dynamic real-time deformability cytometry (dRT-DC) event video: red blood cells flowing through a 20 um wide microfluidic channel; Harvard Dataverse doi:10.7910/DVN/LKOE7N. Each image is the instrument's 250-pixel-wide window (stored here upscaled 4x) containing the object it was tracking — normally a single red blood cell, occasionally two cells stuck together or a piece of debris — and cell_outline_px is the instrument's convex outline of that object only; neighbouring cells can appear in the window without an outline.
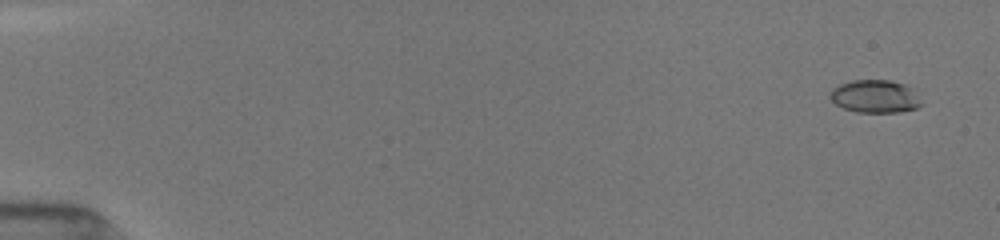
{"species": "common noctule bat (a hibernating species)", "species_latin": "Nyctalus noctula", "temperature_condition": "room temperature", "stored_images_in_passage": 24, "camera_frame_rate_fps": 3000, "um_per_image_px": 0.085, "animal": {"sex": "female", "body_mass_g": 19.5, "forearm_length_mm": 54.1}, "frame": {"image": 1, "passage_image": 2, "time_ms": 0.667, "image_size_px": [1000, 240], "cell_outline_px": [[924, 104], [916, 108], [900, 112], [856, 112], [844, 108], [836, 104], [828, 96], [828, 92], [832, 88], [840, 84], [852, 80], [888, 80], [904, 84], [912, 88]], "centroid_in_image_um": [74.37, 8.19], "position_along_channel_um": 10.6, "area_um2": 17.63}}
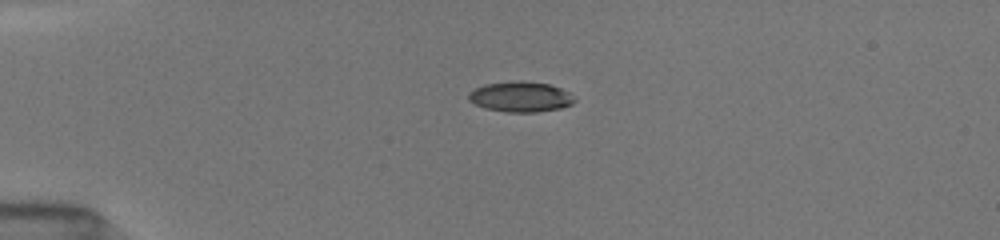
{"frame": {"image": 2, "passage_image": 18, "time_ms": 4.333, "image_size_px": [1000, 240], "cell_outline_px": [[576, 100], [572, 104], [560, 108], [536, 112], [508, 112], [484, 108], [468, 100], [468, 92], [484, 84], [512, 80], [524, 80], [548, 84], [560, 88], [568, 92]], "centroid_in_image_um": [44.22, 8.21], "position_along_channel_um": 40.8, "area_um2": 18.84}}